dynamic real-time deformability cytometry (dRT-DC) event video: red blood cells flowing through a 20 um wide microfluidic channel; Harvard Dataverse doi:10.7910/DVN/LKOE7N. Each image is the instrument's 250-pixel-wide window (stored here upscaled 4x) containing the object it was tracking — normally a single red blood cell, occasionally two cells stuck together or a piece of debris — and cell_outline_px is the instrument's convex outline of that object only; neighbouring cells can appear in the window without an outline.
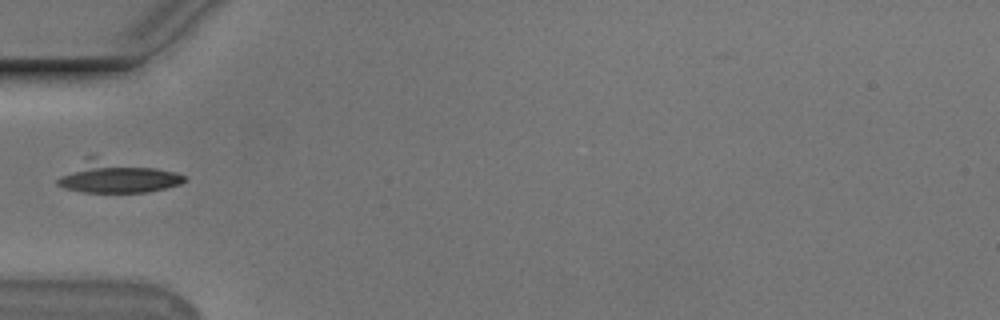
{"species": "Egyptian fruit bat (a non-hibernating species)", "species_latin": "Rousettus aegyptiacus", "temperature_condition": "cold", "stored_images_in_passage": 6, "camera_frame_rate_fps": 3000, "um_per_image_px": 0.085, "animal": {"sex": "male"}, "frame": {"image": 1, "passage_image": 1, "time_ms": 0.0, "image_size_px": [1000, 320], "cell_outline_px": [[188, 180], [180, 184], [148, 192], [80, 192], [64, 188], [56, 184], [56, 180], [60, 176], [84, 156], [96, 156], [176, 172], [188, 176]], "centroid_in_image_um": [9.9, 15.03], "position_along_channel_um": 75.1, "area_um2": 23.7}}
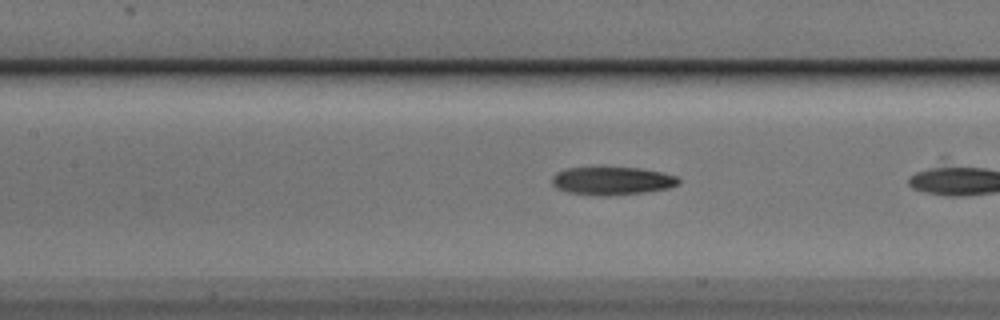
{"frame": {"image": 2, "passage_image": 5, "time_ms": 1.333, "image_size_px": [1000, 320], "cell_outline_px": [[680, 184], [668, 188], [644, 192], [608, 196], [604, 196], [568, 192], [556, 188], [552, 184], [552, 176], [556, 172], [568, 168], [640, 168], [660, 172], [676, 176], [680, 180]], "centroid_in_image_um": [52.02, 15.38], "position_along_channel_um": 155.4, "area_um2": 20.52}}